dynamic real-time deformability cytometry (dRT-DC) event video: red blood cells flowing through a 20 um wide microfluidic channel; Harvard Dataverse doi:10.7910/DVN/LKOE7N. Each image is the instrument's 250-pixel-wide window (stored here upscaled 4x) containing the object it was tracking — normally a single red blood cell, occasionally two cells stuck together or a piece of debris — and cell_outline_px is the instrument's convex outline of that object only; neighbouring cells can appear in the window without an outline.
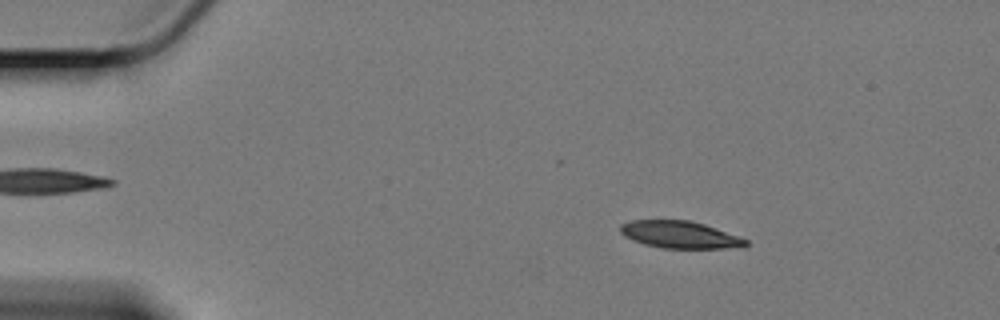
{"species": "Egyptian fruit bat (a non-hibernating species)", "species_latin": "Rousettus aegyptiacus", "temperature_condition": "cold", "stored_images_in_passage": 59, "camera_frame_rate_fps": 3000, "um_per_image_px": 0.085, "animal": {"sex": "female"}, "frame": {"image": 1, "passage_image": 9, "time_ms": 2.667, "image_size_px": [1000, 320], "cell_outline_px": [[748, 244], [744, 248], [664, 248], [644, 244], [632, 240], [624, 236], [620, 232], [620, 224], [632, 220], [688, 220], [704, 224], [740, 236], [748, 240]], "centroid_in_image_um": [57.82, 19.95], "position_along_channel_um": 27.2, "area_um2": 20.0}}
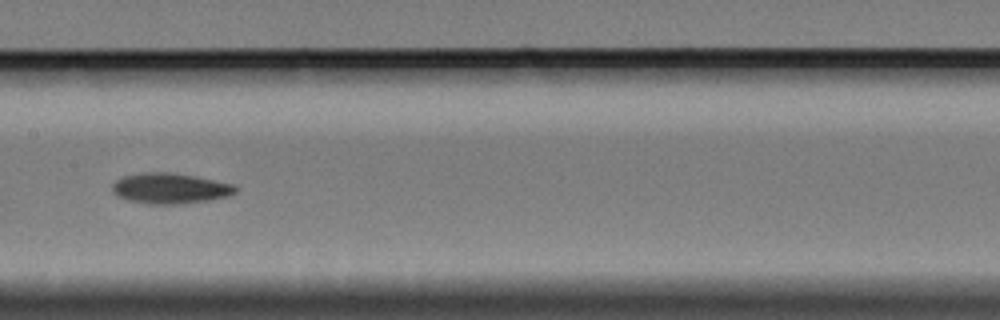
{"frame": {"image": 2, "passage_image": 30, "time_ms": 9.667, "image_size_px": [1000, 320], "cell_outline_px": [[236, 192], [228, 196], [208, 200], [180, 204], [148, 204], [128, 200], [112, 192], [112, 184], [116, 180], [124, 176], [144, 172], [168, 172], [196, 176], [236, 184]], "centroid_in_image_um": [14.48, 16.0], "position_along_channel_um": 192.9, "area_um2": 21.96}}
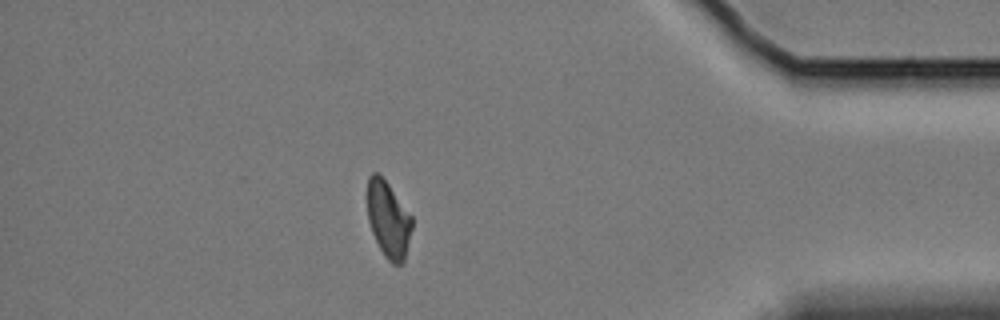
{"frame": {"image": 3, "passage_image": 52, "time_ms": 17.0, "image_size_px": [1000, 320], "cell_outline_px": [[412, 228], [404, 264], [392, 264], [384, 256], [372, 232], [368, 220], [368, 176], [372, 172], [376, 172], [388, 184], [412, 216]], "centroid_in_image_um": [33.02, 18.69], "position_along_channel_um": 402.2, "area_um2": 19.71}, "authors_computed_cell_mechanics": {"area_um2": 20.808, "velocity_mm_per_s": 3.3293, "shape_relaxation_time_tau1_ms": 4.3302, "shape_relaxation_time_tau2_ms": 7.17, "deformation_change_tau1": 0.1393, "deformation_change_tau2": 0.1251}}